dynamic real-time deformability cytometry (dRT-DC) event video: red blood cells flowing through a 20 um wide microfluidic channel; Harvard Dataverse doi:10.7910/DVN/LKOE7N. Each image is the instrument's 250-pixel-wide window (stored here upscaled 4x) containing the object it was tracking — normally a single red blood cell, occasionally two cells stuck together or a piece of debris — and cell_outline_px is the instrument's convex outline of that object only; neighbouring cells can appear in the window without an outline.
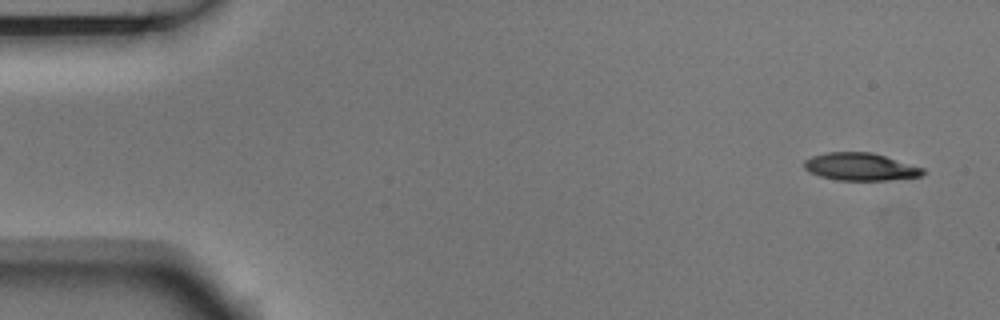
{"species": "Egyptian fruit bat (a non-hibernating species)", "species_latin": "Rousettus aegyptiacus", "temperature_condition": "room temperature", "stored_images_in_passage": 5, "segment_of_instrument_passage": [2, 2], "camera_frame_rate_fps": 3000, "um_per_image_px": 0.085, "animal": {"sex": "male"}, "frame": {"image": 1, "passage_image": 5, "time_ms": 1.333, "image_size_px": [1000, 320], "cell_outline_px": [[924, 172], [920, 176], [888, 180], [836, 180], [820, 176], [804, 168], [804, 160], [812, 156], [828, 152], [872, 152], [924, 168]], "centroid_in_image_um": [73.12, 14.17], "position_along_channel_um": 11.9, "area_um2": 18.9}}